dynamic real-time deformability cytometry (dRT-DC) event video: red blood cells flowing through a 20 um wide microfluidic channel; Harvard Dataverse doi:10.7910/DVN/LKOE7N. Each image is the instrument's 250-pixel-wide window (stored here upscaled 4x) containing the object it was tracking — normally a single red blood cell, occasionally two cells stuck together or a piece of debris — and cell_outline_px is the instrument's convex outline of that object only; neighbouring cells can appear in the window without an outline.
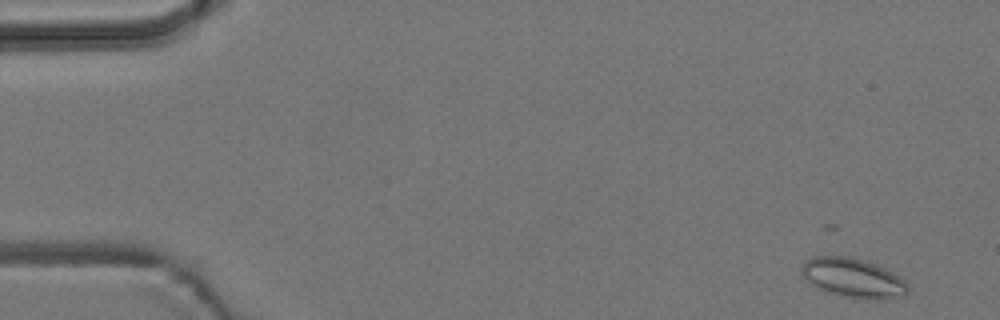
{"species": "common noctule bat (a hibernating species)", "species_latin": "Nyctalus noctula", "temperature_condition": "room temperature", "stored_images_in_passage": 6, "camera_frame_rate_fps": 3000, "um_per_image_px": 0.085, "animal": {"sex": "male", "body_mass_g": 19.2, "forearm_length_mm": 51.8}, "frame": {"image": 1, "passage_image": 1, "time_ms": 0.0, "image_size_px": [1000, 320], "cell_outline_px": [[908, 292], [904, 296], [876, 300], [828, 292], [816, 288], [800, 272], [800, 268], [804, 260], [812, 256], [852, 256], [876, 264], [892, 272], [904, 280], [908, 284]], "centroid_in_image_um": [72.5, 23.59], "position_along_channel_um": 12.5, "area_um2": 24.28}}